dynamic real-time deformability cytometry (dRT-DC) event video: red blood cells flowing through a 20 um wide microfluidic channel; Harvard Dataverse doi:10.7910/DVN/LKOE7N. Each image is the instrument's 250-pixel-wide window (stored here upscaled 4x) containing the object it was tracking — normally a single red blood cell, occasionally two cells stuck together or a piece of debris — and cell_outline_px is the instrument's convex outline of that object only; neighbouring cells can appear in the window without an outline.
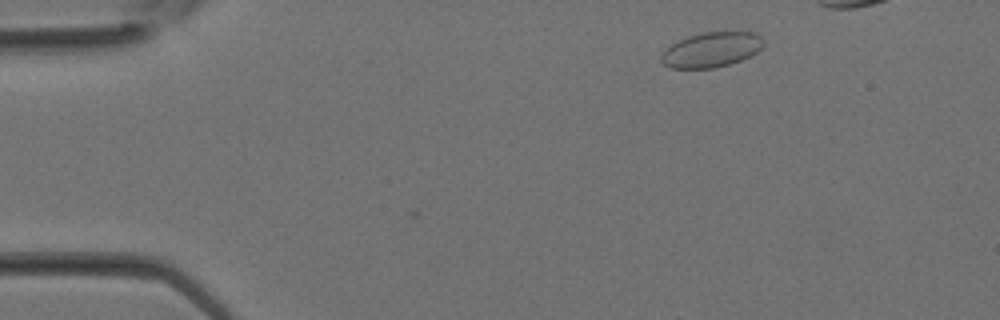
{"species": "Egyptian fruit bat (a non-hibernating species)", "species_latin": "Rousettus aegyptiacus", "temperature_condition": "room temperature", "stored_images_in_passage": 3, "camera_frame_rate_fps": 3000, "um_per_image_px": 0.085, "animal": {"sex": "female"}, "frame": {"image": 1, "passage_image": 3, "time_ms": 0.667, "image_size_px": [1000, 320], "cell_outline_px": [[764, 44], [756, 52], [740, 60], [728, 64], [712, 68], [668, 68], [660, 60], [660, 56], [672, 44], [688, 36], [704, 32], [756, 32], [764, 40]], "centroid_in_image_um": [60.47, 4.22], "position_along_channel_um": 24.5, "area_um2": 20.58}}